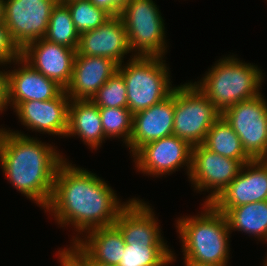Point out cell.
Here are the masks:
<instances>
[{"label": "cell", "instance_id": "1", "mask_svg": "<svg viewBox=\"0 0 267 266\" xmlns=\"http://www.w3.org/2000/svg\"><path fill=\"white\" fill-rule=\"evenodd\" d=\"M74 165L65 158L58 167L52 197L44 211L53 215L61 227L71 224L80 235L114 225L131 199L122 203L105 180Z\"/></svg>", "mask_w": 267, "mask_h": 266}, {"label": "cell", "instance_id": "2", "mask_svg": "<svg viewBox=\"0 0 267 266\" xmlns=\"http://www.w3.org/2000/svg\"><path fill=\"white\" fill-rule=\"evenodd\" d=\"M56 149L21 131L0 128V166L5 177L44 210L52 197L58 167L65 160Z\"/></svg>", "mask_w": 267, "mask_h": 266}, {"label": "cell", "instance_id": "3", "mask_svg": "<svg viewBox=\"0 0 267 266\" xmlns=\"http://www.w3.org/2000/svg\"><path fill=\"white\" fill-rule=\"evenodd\" d=\"M201 214L178 218L183 259L197 263L228 266L230 234L226 217L210 203H203Z\"/></svg>", "mask_w": 267, "mask_h": 266}, {"label": "cell", "instance_id": "4", "mask_svg": "<svg viewBox=\"0 0 267 266\" xmlns=\"http://www.w3.org/2000/svg\"><path fill=\"white\" fill-rule=\"evenodd\" d=\"M234 56L219 59L204 77L194 82L220 113L238 102L261 94L262 70Z\"/></svg>", "mask_w": 267, "mask_h": 266}, {"label": "cell", "instance_id": "5", "mask_svg": "<svg viewBox=\"0 0 267 266\" xmlns=\"http://www.w3.org/2000/svg\"><path fill=\"white\" fill-rule=\"evenodd\" d=\"M120 64L127 89L128 109L132 114L150 108L169 97L174 90L170 70L163 57L134 56Z\"/></svg>", "mask_w": 267, "mask_h": 266}, {"label": "cell", "instance_id": "6", "mask_svg": "<svg viewBox=\"0 0 267 266\" xmlns=\"http://www.w3.org/2000/svg\"><path fill=\"white\" fill-rule=\"evenodd\" d=\"M128 44L134 56L165 57V24L153 0H130L121 10Z\"/></svg>", "mask_w": 267, "mask_h": 266}, {"label": "cell", "instance_id": "7", "mask_svg": "<svg viewBox=\"0 0 267 266\" xmlns=\"http://www.w3.org/2000/svg\"><path fill=\"white\" fill-rule=\"evenodd\" d=\"M221 113L191 81L174 87L173 134L191 146L204 142Z\"/></svg>", "mask_w": 267, "mask_h": 266}, {"label": "cell", "instance_id": "8", "mask_svg": "<svg viewBox=\"0 0 267 266\" xmlns=\"http://www.w3.org/2000/svg\"><path fill=\"white\" fill-rule=\"evenodd\" d=\"M221 116L253 159H267V101L262 94L226 108Z\"/></svg>", "mask_w": 267, "mask_h": 266}, {"label": "cell", "instance_id": "9", "mask_svg": "<svg viewBox=\"0 0 267 266\" xmlns=\"http://www.w3.org/2000/svg\"><path fill=\"white\" fill-rule=\"evenodd\" d=\"M243 164L214 153L202 144L192 146L189 180L194 190L210 194L204 203H211L239 174Z\"/></svg>", "mask_w": 267, "mask_h": 266}, {"label": "cell", "instance_id": "10", "mask_svg": "<svg viewBox=\"0 0 267 266\" xmlns=\"http://www.w3.org/2000/svg\"><path fill=\"white\" fill-rule=\"evenodd\" d=\"M132 156L137 171L151 177L170 175L184 166L189 176L192 146L173 134L144 144Z\"/></svg>", "mask_w": 267, "mask_h": 266}, {"label": "cell", "instance_id": "11", "mask_svg": "<svg viewBox=\"0 0 267 266\" xmlns=\"http://www.w3.org/2000/svg\"><path fill=\"white\" fill-rule=\"evenodd\" d=\"M59 0H5L4 23L22 50L44 38L51 12Z\"/></svg>", "mask_w": 267, "mask_h": 266}, {"label": "cell", "instance_id": "12", "mask_svg": "<svg viewBox=\"0 0 267 266\" xmlns=\"http://www.w3.org/2000/svg\"><path fill=\"white\" fill-rule=\"evenodd\" d=\"M267 200V159L245 163L236 178L210 203L215 209H231Z\"/></svg>", "mask_w": 267, "mask_h": 266}, {"label": "cell", "instance_id": "13", "mask_svg": "<svg viewBox=\"0 0 267 266\" xmlns=\"http://www.w3.org/2000/svg\"><path fill=\"white\" fill-rule=\"evenodd\" d=\"M76 49L48 41L30 42L21 50V57L35 70L55 81L64 90L69 85Z\"/></svg>", "mask_w": 267, "mask_h": 266}, {"label": "cell", "instance_id": "14", "mask_svg": "<svg viewBox=\"0 0 267 266\" xmlns=\"http://www.w3.org/2000/svg\"><path fill=\"white\" fill-rule=\"evenodd\" d=\"M69 102L70 98L63 90L51 100L21 102L14 112L29 130L66 137Z\"/></svg>", "mask_w": 267, "mask_h": 266}, {"label": "cell", "instance_id": "15", "mask_svg": "<svg viewBox=\"0 0 267 266\" xmlns=\"http://www.w3.org/2000/svg\"><path fill=\"white\" fill-rule=\"evenodd\" d=\"M158 224V218L155 217L151 206L139 198H132L114 223L120 230L125 244L168 246Z\"/></svg>", "mask_w": 267, "mask_h": 266}, {"label": "cell", "instance_id": "16", "mask_svg": "<svg viewBox=\"0 0 267 266\" xmlns=\"http://www.w3.org/2000/svg\"><path fill=\"white\" fill-rule=\"evenodd\" d=\"M130 52L126 28L119 16H112L97 29L80 34L76 55L107 57L120 65Z\"/></svg>", "mask_w": 267, "mask_h": 266}, {"label": "cell", "instance_id": "17", "mask_svg": "<svg viewBox=\"0 0 267 266\" xmlns=\"http://www.w3.org/2000/svg\"><path fill=\"white\" fill-rule=\"evenodd\" d=\"M18 67L7 70L8 100L14 110L28 100L46 101L56 98L64 89L55 81L35 70L22 57L16 59Z\"/></svg>", "mask_w": 267, "mask_h": 266}, {"label": "cell", "instance_id": "18", "mask_svg": "<svg viewBox=\"0 0 267 266\" xmlns=\"http://www.w3.org/2000/svg\"><path fill=\"white\" fill-rule=\"evenodd\" d=\"M174 90L150 108L133 114L132 134L127 147L133 155L144 144L173 135Z\"/></svg>", "mask_w": 267, "mask_h": 266}, {"label": "cell", "instance_id": "19", "mask_svg": "<svg viewBox=\"0 0 267 266\" xmlns=\"http://www.w3.org/2000/svg\"><path fill=\"white\" fill-rule=\"evenodd\" d=\"M118 64L107 57L76 55L72 77L65 92L70 100H91L118 71Z\"/></svg>", "mask_w": 267, "mask_h": 266}, {"label": "cell", "instance_id": "20", "mask_svg": "<svg viewBox=\"0 0 267 266\" xmlns=\"http://www.w3.org/2000/svg\"><path fill=\"white\" fill-rule=\"evenodd\" d=\"M89 148L97 150L105 137L99 107L91 100L72 99L68 106L66 137L77 136ZM103 141V142H102Z\"/></svg>", "mask_w": 267, "mask_h": 266}, {"label": "cell", "instance_id": "21", "mask_svg": "<svg viewBox=\"0 0 267 266\" xmlns=\"http://www.w3.org/2000/svg\"><path fill=\"white\" fill-rule=\"evenodd\" d=\"M77 236L72 237L71 243H76L93 261L118 266L125 252V242L115 225L92 229L82 236H85L83 239Z\"/></svg>", "mask_w": 267, "mask_h": 266}, {"label": "cell", "instance_id": "22", "mask_svg": "<svg viewBox=\"0 0 267 266\" xmlns=\"http://www.w3.org/2000/svg\"><path fill=\"white\" fill-rule=\"evenodd\" d=\"M216 210L226 217L230 232L237 230L267 241V200Z\"/></svg>", "mask_w": 267, "mask_h": 266}, {"label": "cell", "instance_id": "23", "mask_svg": "<svg viewBox=\"0 0 267 266\" xmlns=\"http://www.w3.org/2000/svg\"><path fill=\"white\" fill-rule=\"evenodd\" d=\"M202 145L214 153L238 160L243 165L253 160L245 152L238 135L222 116L210 127Z\"/></svg>", "mask_w": 267, "mask_h": 266}, {"label": "cell", "instance_id": "24", "mask_svg": "<svg viewBox=\"0 0 267 266\" xmlns=\"http://www.w3.org/2000/svg\"><path fill=\"white\" fill-rule=\"evenodd\" d=\"M44 38L77 50L80 34L73 24L68 6L61 0L55 4L51 12Z\"/></svg>", "mask_w": 267, "mask_h": 266}, {"label": "cell", "instance_id": "25", "mask_svg": "<svg viewBox=\"0 0 267 266\" xmlns=\"http://www.w3.org/2000/svg\"><path fill=\"white\" fill-rule=\"evenodd\" d=\"M168 247L125 244L118 266H168L176 260L175 253Z\"/></svg>", "mask_w": 267, "mask_h": 266}, {"label": "cell", "instance_id": "26", "mask_svg": "<svg viewBox=\"0 0 267 266\" xmlns=\"http://www.w3.org/2000/svg\"><path fill=\"white\" fill-rule=\"evenodd\" d=\"M63 2L68 6L73 24L79 34L97 29L112 17L104 9L96 7L90 0Z\"/></svg>", "mask_w": 267, "mask_h": 266}, {"label": "cell", "instance_id": "27", "mask_svg": "<svg viewBox=\"0 0 267 266\" xmlns=\"http://www.w3.org/2000/svg\"><path fill=\"white\" fill-rule=\"evenodd\" d=\"M106 138H122L127 146L132 134L133 114L128 108H99Z\"/></svg>", "mask_w": 267, "mask_h": 266}, {"label": "cell", "instance_id": "28", "mask_svg": "<svg viewBox=\"0 0 267 266\" xmlns=\"http://www.w3.org/2000/svg\"><path fill=\"white\" fill-rule=\"evenodd\" d=\"M91 101L99 108H128L127 89L122 74L116 71Z\"/></svg>", "mask_w": 267, "mask_h": 266}, {"label": "cell", "instance_id": "29", "mask_svg": "<svg viewBox=\"0 0 267 266\" xmlns=\"http://www.w3.org/2000/svg\"><path fill=\"white\" fill-rule=\"evenodd\" d=\"M21 57V49L14 42L4 22H0V66L13 63Z\"/></svg>", "mask_w": 267, "mask_h": 266}, {"label": "cell", "instance_id": "30", "mask_svg": "<svg viewBox=\"0 0 267 266\" xmlns=\"http://www.w3.org/2000/svg\"><path fill=\"white\" fill-rule=\"evenodd\" d=\"M64 250L80 266H112L93 261L76 243H72L69 248H64Z\"/></svg>", "mask_w": 267, "mask_h": 266}, {"label": "cell", "instance_id": "31", "mask_svg": "<svg viewBox=\"0 0 267 266\" xmlns=\"http://www.w3.org/2000/svg\"><path fill=\"white\" fill-rule=\"evenodd\" d=\"M96 7L104 9L111 16H119L130 0H90Z\"/></svg>", "mask_w": 267, "mask_h": 266}, {"label": "cell", "instance_id": "32", "mask_svg": "<svg viewBox=\"0 0 267 266\" xmlns=\"http://www.w3.org/2000/svg\"><path fill=\"white\" fill-rule=\"evenodd\" d=\"M9 106L8 100V79L7 71L0 70V112L2 113Z\"/></svg>", "mask_w": 267, "mask_h": 266}, {"label": "cell", "instance_id": "33", "mask_svg": "<svg viewBox=\"0 0 267 266\" xmlns=\"http://www.w3.org/2000/svg\"><path fill=\"white\" fill-rule=\"evenodd\" d=\"M58 259L60 266H80L64 249L59 250Z\"/></svg>", "mask_w": 267, "mask_h": 266}, {"label": "cell", "instance_id": "34", "mask_svg": "<svg viewBox=\"0 0 267 266\" xmlns=\"http://www.w3.org/2000/svg\"><path fill=\"white\" fill-rule=\"evenodd\" d=\"M185 266H218V265H211V264H203V263H197L195 261L184 259Z\"/></svg>", "mask_w": 267, "mask_h": 266}, {"label": "cell", "instance_id": "35", "mask_svg": "<svg viewBox=\"0 0 267 266\" xmlns=\"http://www.w3.org/2000/svg\"><path fill=\"white\" fill-rule=\"evenodd\" d=\"M5 0H0V22H4Z\"/></svg>", "mask_w": 267, "mask_h": 266}, {"label": "cell", "instance_id": "36", "mask_svg": "<svg viewBox=\"0 0 267 266\" xmlns=\"http://www.w3.org/2000/svg\"><path fill=\"white\" fill-rule=\"evenodd\" d=\"M263 266H267V255H266V259L264 260V262H263Z\"/></svg>", "mask_w": 267, "mask_h": 266}]
</instances>
